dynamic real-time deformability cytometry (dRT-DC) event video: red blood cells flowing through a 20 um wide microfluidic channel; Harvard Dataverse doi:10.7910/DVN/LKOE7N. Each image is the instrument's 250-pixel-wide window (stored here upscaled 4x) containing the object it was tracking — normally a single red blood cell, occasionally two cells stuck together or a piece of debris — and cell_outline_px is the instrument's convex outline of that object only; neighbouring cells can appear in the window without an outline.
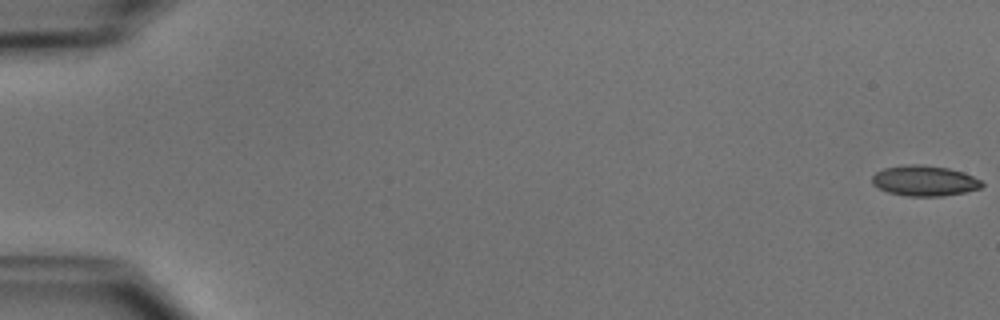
{"species": "common noctule bat (a hibernating species)", "species_latin": "Nyctalus noctula", "temperature_condition": "cold", "stored_images_in_passage": 53, "camera_frame_rate_fps": 3000, "um_per_image_px": 0.085, "animal": {"sex": "male", "body_mass_g": 15.6}, "frame": {"image": 1, "passage_image": 1, "time_ms": 0.0, "image_size_px": [1000, 320], "cell_outline_px": [[984, 184], [980, 188], [964, 192], [944, 196], [904, 196], [888, 192], [876, 188], [872, 184], [872, 176], [876, 172], [884, 168], [908, 164], [924, 164], [948, 168], [964, 172], [980, 180]], "centroid_in_image_um": [78.55, 15.36], "position_along_channel_um": 6.5, "area_um2": 19.65}}
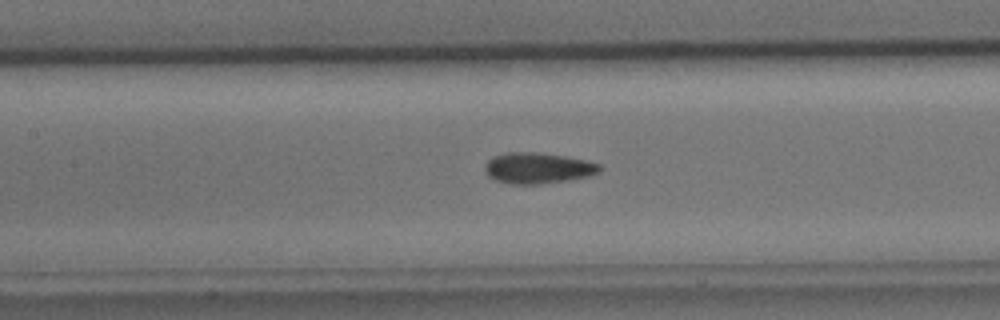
{"frame": {"image": 2, "passage_image": 25, "time_ms": 8.0, "image_size_px": [1000, 320], "cell_outline_px": [[604, 168], [600, 172], [588, 176], [568, 180], [540, 184], [512, 184], [496, 180], [488, 176], [484, 172], [484, 164], [492, 156], [508, 152], [536, 152], [564, 156], [584, 160], [600, 164]], "centroid_in_image_um": [45.7, 14.28], "position_along_channel_um": 161.7, "area_um2": 20.81}}
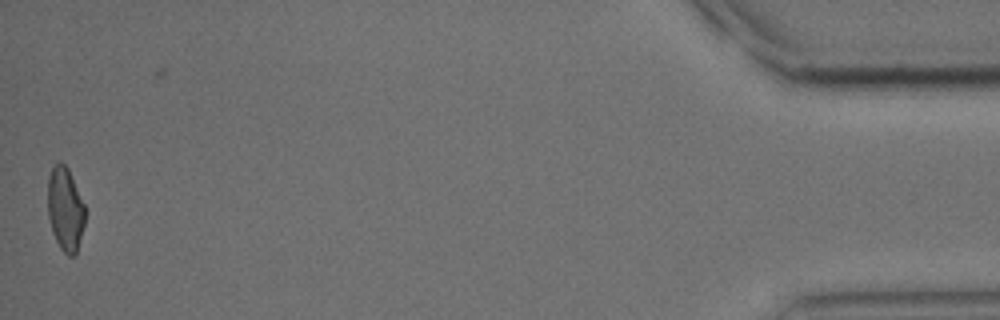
{"frame": {"image": 3, "passage_image": 52, "time_ms": 17.0, "image_size_px": [1000, 320], "cell_outline_px": [[84, 224], [76, 252], [72, 256], [68, 256], [60, 248], [52, 232], [48, 216], [48, 176], [52, 168], [60, 160], [68, 168], [84, 204]], "centroid_in_image_um": [5.53, 17.76], "position_along_channel_um": 429.7, "area_um2": 17.98}, "authors_computed_cell_mechanics": {"area_um2": 19.5364, "velocity_mm_per_s": 3.9336, "shape_relaxation_time_tau1_ms": 5.6916, "shape_relaxation_time_tau2_ms": 1.8975, "deformation_change_tau1": 0.1422, "deformation_change_tau2": 0.0769}}